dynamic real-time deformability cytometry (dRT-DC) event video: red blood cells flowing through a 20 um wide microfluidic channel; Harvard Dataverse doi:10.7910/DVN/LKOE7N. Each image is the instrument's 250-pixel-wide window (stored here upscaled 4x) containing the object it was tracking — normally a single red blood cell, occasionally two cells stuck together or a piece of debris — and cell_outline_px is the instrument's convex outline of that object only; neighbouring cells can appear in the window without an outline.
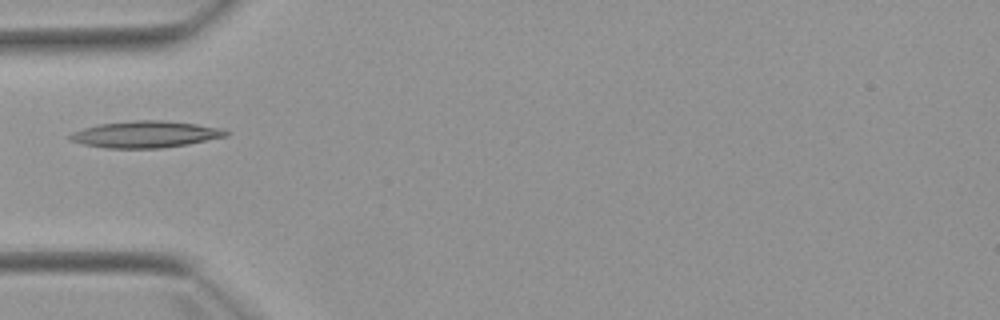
{"species": "Egyptian fruit bat (a non-hibernating species)", "species_latin": "Rousettus aegyptiacus", "temperature_condition": "warm", "stored_images_in_passage": 6, "camera_frame_rate_fps": 3000, "um_per_image_px": 0.085, "animal": {"sex": "female"}, "frame": {"image": 1, "passage_image": 3, "time_ms": 2.667, "image_size_px": [1000, 320], "cell_outline_px": [[228, 136], [188, 144], [160, 148], [104, 148], [84, 144], [68, 140], [68, 136], [72, 132], [84, 128], [100, 124], [132, 120], [160, 120], [196, 124], [220, 128], [228, 132]], "centroid_in_image_um": [12.34, 11.42], "position_along_channel_um": 72.7, "area_um2": 24.1}}
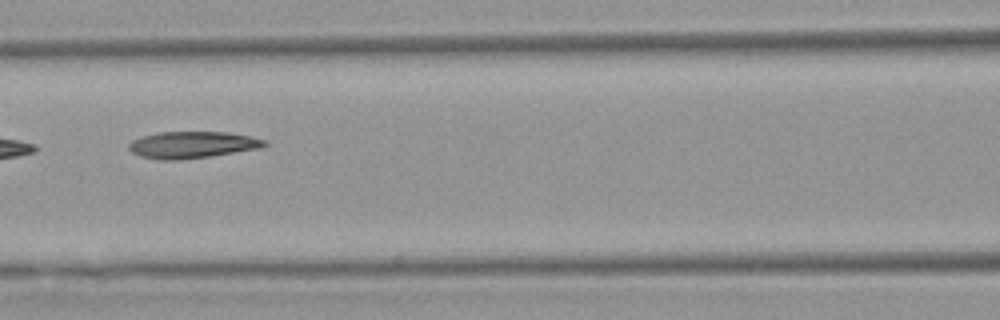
{"frame": {"image": 2, "passage_image": 5, "time_ms": 4.667, "image_size_px": [1000, 320], "cell_outline_px": [[268, 144], [264, 148], [180, 160], [160, 160], [140, 156], [132, 152], [128, 148], [128, 144], [132, 140], [156, 132], [228, 132], [268, 140]], "centroid_in_image_um": [16.37, 12.31], "position_along_channel_um": 150.2, "area_um2": 21.21}}
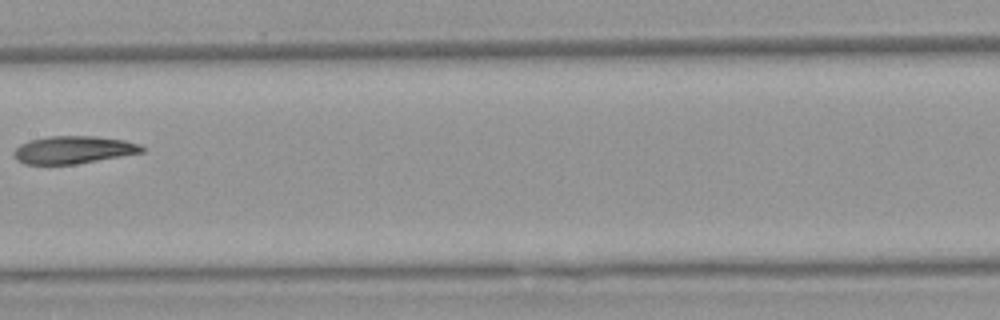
{"frame": {"image": 3, "passage_image": 6, "time_ms": 6.0, "image_size_px": [1000, 320], "cell_outline_px": [[144, 152], [76, 164], [24, 164], [16, 160], [12, 156], [12, 152], [20, 144], [28, 140], [48, 136], [96, 136], [124, 140], [140, 144], [144, 148]], "centroid_in_image_um": [6.19, 12.73], "position_along_channel_um": 201.2, "area_um2": 20.75}}